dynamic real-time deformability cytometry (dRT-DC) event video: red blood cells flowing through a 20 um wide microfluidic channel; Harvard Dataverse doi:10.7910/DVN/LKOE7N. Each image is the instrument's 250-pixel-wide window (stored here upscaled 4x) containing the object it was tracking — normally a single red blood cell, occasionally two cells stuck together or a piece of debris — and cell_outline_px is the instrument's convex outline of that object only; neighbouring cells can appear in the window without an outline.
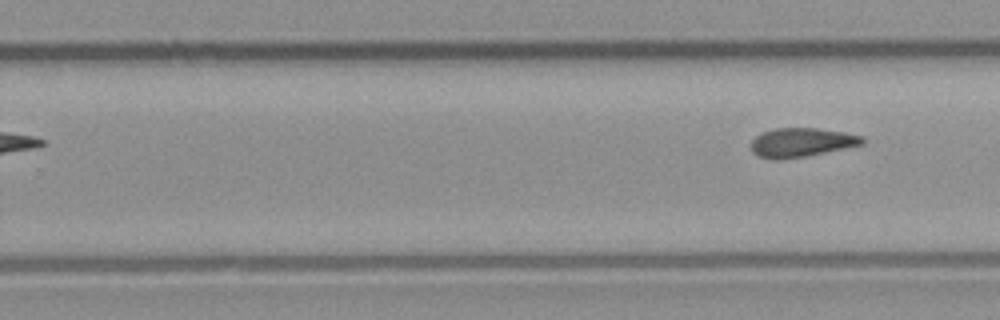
{"species": "common noctule bat (a hibernating species)", "species_latin": "Nyctalus noctula", "temperature_condition": "room temperature", "stored_images_in_passage": 9, "segment_of_instrument_passage": [2, 2], "camera_frame_rate_fps": 3000, "um_per_image_px": 0.085, "animal": {"sex": "male", "body_mass_g": 23.1, "forearm_length_mm": 52.7}, "frame": {"image": 1, "passage_image": 9, "time_ms": 9.333, "image_size_px": [1000, 320], "cell_outline_px": [[864, 144], [808, 156], [776, 160], [772, 160], [756, 156], [752, 152], [752, 140], [756, 136], [764, 132], [776, 128], [816, 128], [844, 132], [864, 136]], "centroid_in_image_um": [68.13, 12.12], "position_along_channel_um": 261.7, "area_um2": 18.9}}